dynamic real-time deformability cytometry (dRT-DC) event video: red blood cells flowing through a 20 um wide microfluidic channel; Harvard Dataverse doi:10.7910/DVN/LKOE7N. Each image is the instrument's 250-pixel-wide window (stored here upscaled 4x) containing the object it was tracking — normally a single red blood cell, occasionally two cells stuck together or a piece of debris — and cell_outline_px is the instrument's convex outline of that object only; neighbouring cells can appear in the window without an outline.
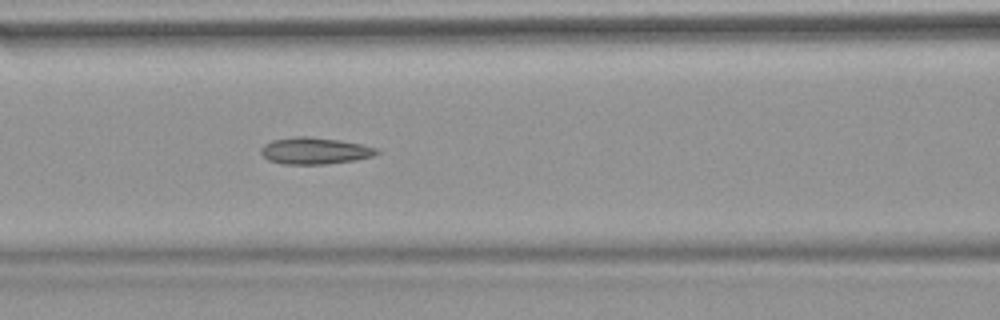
{"species": "common noctule bat (a hibernating species)", "species_latin": "Nyctalus noctula", "temperature_condition": "warm", "stored_images_in_passage": 45, "camera_frame_rate_fps": 3000, "um_per_image_px": 0.085, "animal": {"sex": "female", "body_mass_g": 18.4}, "frame": {"image": 1, "passage_image": 14, "time_ms": 4.333, "image_size_px": [1000, 320], "cell_outline_px": [[380, 152], [372, 156], [356, 160], [324, 164], [284, 164], [268, 160], [260, 152], [260, 148], [264, 144], [272, 140], [296, 136], [308, 136], [340, 140], [360, 144], [376, 148]], "centroid_in_image_um": [26.73, 12.81], "position_along_channel_um": 139.9, "area_um2": 17.98}}
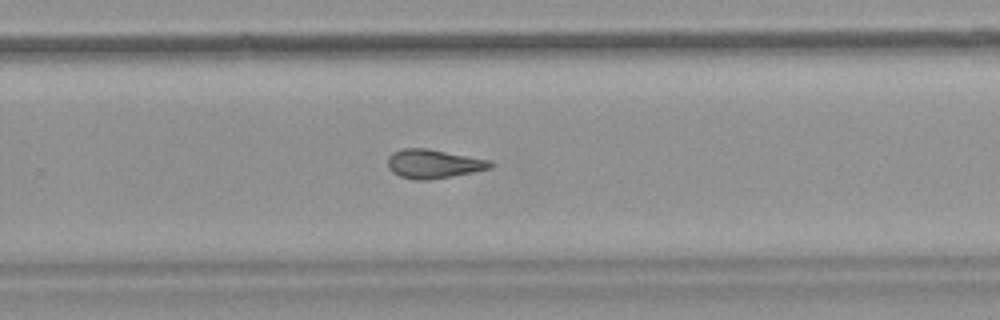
{"frame": {"image": 2, "passage_image": 26, "time_ms": 8.333, "image_size_px": [1000, 320], "cell_outline_px": [[496, 164], [492, 168], [452, 176], [428, 180], [416, 180], [400, 176], [392, 172], [388, 168], [388, 156], [392, 152], [400, 148], [428, 148], [492, 160]], "centroid_in_image_um": [36.87, 13.91], "position_along_channel_um": 292.9, "area_um2": 17.57}, "authors_computed_cell_mechanics": {"area_um2": 17.629, "velocity_mm_per_s": 3.841, "shape_relaxation_time_tau1_ms": null, "shape_relaxation_time_tau2_ms": 3.09, "deformation_change_tau1": null, "deformation_change_tau2": 0.1198}}